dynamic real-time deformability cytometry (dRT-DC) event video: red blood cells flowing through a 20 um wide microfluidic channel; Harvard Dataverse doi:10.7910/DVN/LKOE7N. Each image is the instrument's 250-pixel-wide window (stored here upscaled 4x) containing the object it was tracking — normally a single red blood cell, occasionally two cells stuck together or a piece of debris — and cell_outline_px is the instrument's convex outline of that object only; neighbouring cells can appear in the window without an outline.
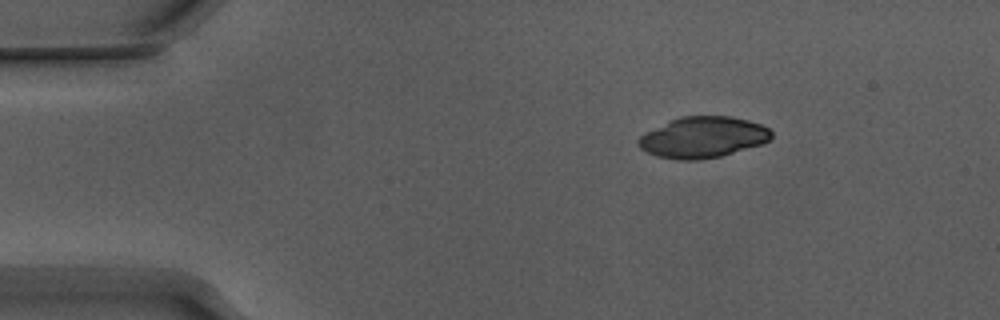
{"species": "Egyptian fruit bat (a non-hibernating species)", "species_latin": "Rousettus aegyptiacus", "temperature_condition": "warm", "stored_images_in_passage": 46, "camera_frame_rate_fps": 3000, "um_per_image_px": 0.085, "animal": {"sex": "male"}, "frame": {"image": 1, "passage_image": 1, "time_ms": 0.0, "image_size_px": [1000, 320], "cell_outline_px": [[772, 136], [768, 140], [760, 144], [720, 156], [700, 160], [680, 160], [656, 156], [640, 148], [636, 144], [636, 140], [644, 132], [680, 116], [732, 116], [748, 120], [760, 124], [768, 128], [772, 132]], "centroid_in_image_um": [59.7, 11.66], "position_along_channel_um": 25.3, "area_um2": 31.73}}